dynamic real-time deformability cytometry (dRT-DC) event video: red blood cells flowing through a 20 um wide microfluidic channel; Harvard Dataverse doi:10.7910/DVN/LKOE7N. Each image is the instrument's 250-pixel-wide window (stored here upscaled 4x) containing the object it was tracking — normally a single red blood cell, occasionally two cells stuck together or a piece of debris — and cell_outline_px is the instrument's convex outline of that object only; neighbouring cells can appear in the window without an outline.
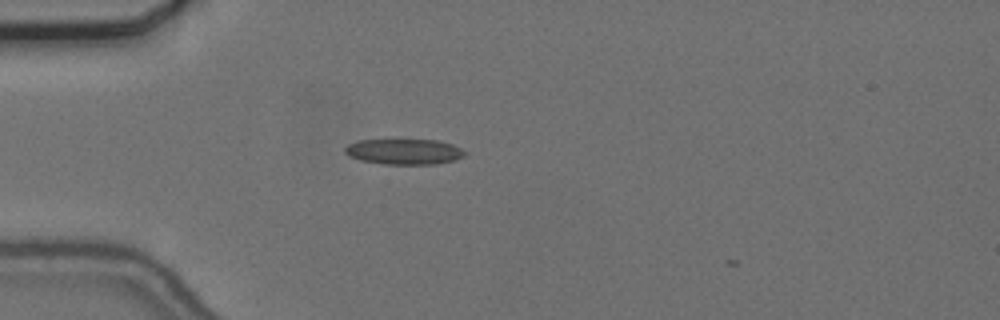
{"species": "common noctule bat (a hibernating species)", "species_latin": "Nyctalus noctula", "temperature_condition": "cold", "stored_images_in_passage": 2, "camera_frame_rate_fps": 3000, "um_per_image_px": 0.085, "animal": {"sex": "female", "body_mass_g": 24.6, "forearm_length_mm": 56.2}, "frame": {"image": 1, "passage_image": 1, "time_ms": 0.0, "image_size_px": [1000, 320], "cell_outline_px": [[468, 152], [464, 156], [452, 160], [436, 164], [384, 164], [360, 160], [348, 156], [344, 152], [344, 148], [348, 144], [360, 140], [436, 140], [452, 144]], "centroid_in_image_um": [34.33, 12.89], "position_along_channel_um": 50.7, "area_um2": 17.8}}